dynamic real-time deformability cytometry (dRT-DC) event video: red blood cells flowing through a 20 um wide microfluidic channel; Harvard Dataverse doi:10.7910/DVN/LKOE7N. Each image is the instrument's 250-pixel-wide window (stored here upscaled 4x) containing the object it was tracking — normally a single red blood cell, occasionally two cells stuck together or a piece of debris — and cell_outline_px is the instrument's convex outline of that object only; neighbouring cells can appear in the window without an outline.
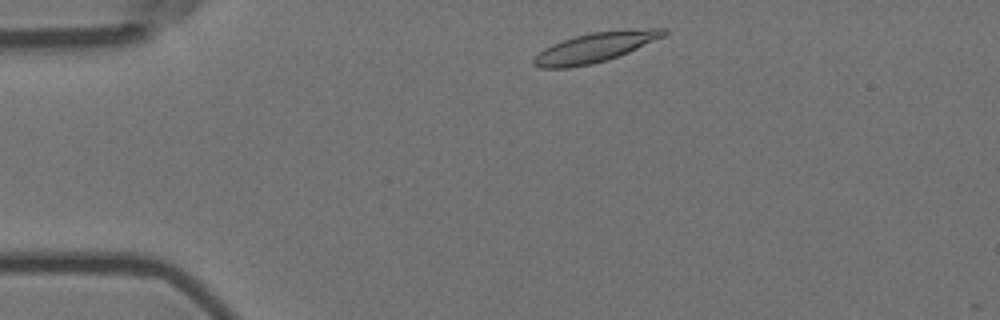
{"species": "Egyptian fruit bat (a non-hibernating species)", "species_latin": "Rousettus aegyptiacus", "temperature_condition": "room temperature", "stored_images_in_passage": 9, "camera_frame_rate_fps": 3000, "um_per_image_px": 0.085, "animal": {"sex": "female"}, "frame": {"image": 1, "passage_image": 3, "time_ms": 0.667, "image_size_px": [1000, 320], "cell_outline_px": [[668, 32], [664, 36], [628, 52], [608, 60], [592, 64], [568, 68], [540, 68], [532, 64], [532, 60], [544, 48], [552, 44], [576, 36], [592, 32], [648, 28], [668, 28]], "centroid_in_image_um": [50.58, 4.03], "position_along_channel_um": 34.4, "area_um2": 22.31}}